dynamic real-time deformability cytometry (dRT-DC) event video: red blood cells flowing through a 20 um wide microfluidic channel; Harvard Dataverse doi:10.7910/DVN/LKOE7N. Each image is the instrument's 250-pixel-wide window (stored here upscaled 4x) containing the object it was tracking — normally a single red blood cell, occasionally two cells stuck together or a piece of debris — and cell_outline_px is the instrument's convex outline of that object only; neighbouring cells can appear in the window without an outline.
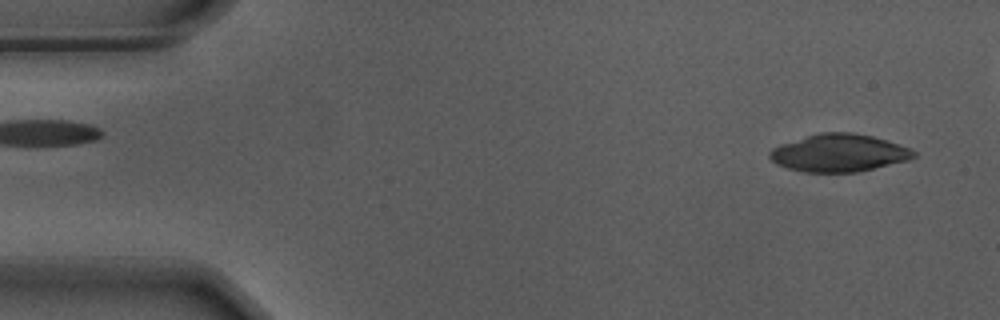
{"species": "Egyptian fruit bat (a non-hibernating species)", "species_latin": "Rousettus aegyptiacus", "temperature_condition": "warm", "stored_images_in_passage": 49, "camera_frame_rate_fps": 3000, "um_per_image_px": 0.085, "animal": {"sex": "male"}, "frame": {"image": 1, "passage_image": 2, "time_ms": 0.333, "image_size_px": [1000, 320], "cell_outline_px": [[916, 156], [908, 160], [856, 172], [804, 172], [788, 168], [776, 164], [768, 156], [768, 152], [772, 148], [820, 132], [852, 132], [872, 136], [908, 148], [916, 152]], "centroid_in_image_um": [71.29, 13.01], "position_along_channel_um": 13.7, "area_um2": 31.04}}